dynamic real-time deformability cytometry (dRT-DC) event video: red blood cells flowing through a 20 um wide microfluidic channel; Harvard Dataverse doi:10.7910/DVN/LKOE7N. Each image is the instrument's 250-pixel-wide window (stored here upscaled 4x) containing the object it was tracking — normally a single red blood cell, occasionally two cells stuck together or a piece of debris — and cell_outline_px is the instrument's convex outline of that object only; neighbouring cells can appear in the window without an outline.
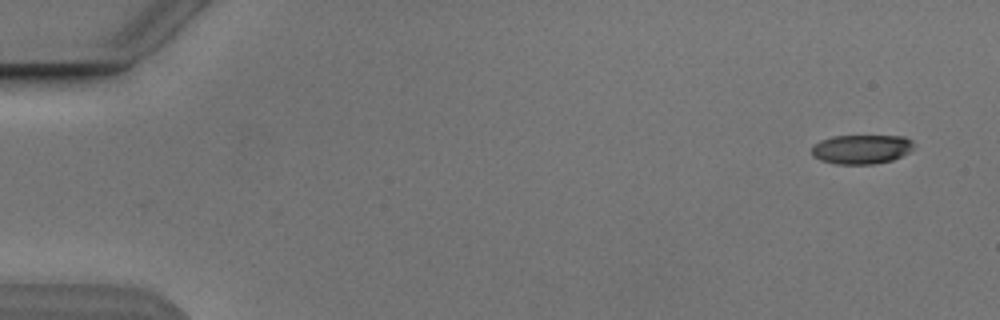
{"species": "Egyptian fruit bat (a non-hibernating species)", "species_latin": "Rousettus aegyptiacus", "temperature_condition": "cold", "stored_images_in_passage": 4, "camera_frame_rate_fps": 3000, "um_per_image_px": 0.085, "animal": {"sex": "male"}, "frame": {"image": 1, "passage_image": 1, "time_ms": 0.0, "image_size_px": [1000, 320], "cell_outline_px": [[912, 148], [908, 152], [892, 160], [872, 164], [836, 164], [820, 160], [812, 156], [812, 148], [820, 140], [832, 136], [904, 136], [912, 140]], "centroid_in_image_um": [73.19, 12.68], "position_along_channel_um": 11.8, "area_um2": 17.28}}
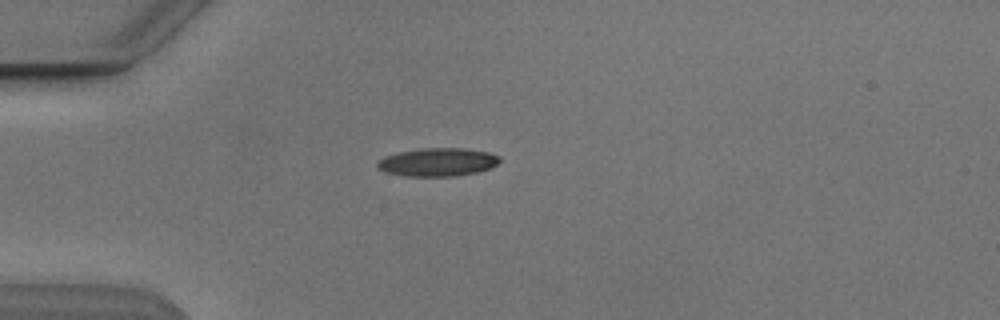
{"frame": {"image": 2, "passage_image": 4, "time_ms": 4.0, "image_size_px": [1000, 320], "cell_outline_px": [[500, 160], [492, 168], [476, 172], [456, 176], [404, 176], [388, 172], [376, 168], [376, 164], [384, 156], [400, 152], [420, 148], [464, 148], [488, 152], [500, 156]], "centroid_in_image_um": [37.21, 13.78], "position_along_channel_um": 47.8, "area_um2": 20.11}}